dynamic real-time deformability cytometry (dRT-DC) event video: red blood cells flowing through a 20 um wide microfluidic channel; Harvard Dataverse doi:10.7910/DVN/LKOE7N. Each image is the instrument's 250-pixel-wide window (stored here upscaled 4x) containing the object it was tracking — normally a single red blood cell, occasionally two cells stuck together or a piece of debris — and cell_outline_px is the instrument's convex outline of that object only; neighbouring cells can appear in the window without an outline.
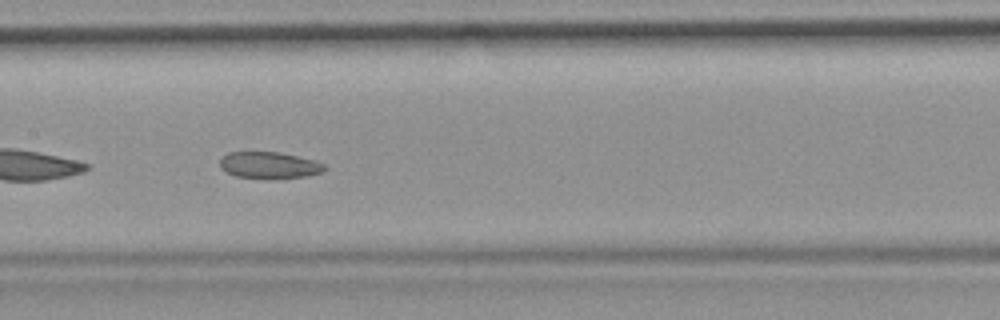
{"species": "common noctule bat (a hibernating species)", "species_latin": "Nyctalus noctula", "temperature_condition": "room temperature", "stored_images_in_passage": 31, "camera_frame_rate_fps": 3000, "um_per_image_px": 0.085, "animal": {"sex": "female", "body_mass_g": 19.9}, "frame": {"image": 1, "passage_image": 14, "time_ms": 4.333, "image_size_px": [1000, 320], "cell_outline_px": [[328, 168], [324, 172], [308, 176], [276, 180], [236, 176], [220, 168], [220, 160], [228, 152], [276, 152], [296, 156], [312, 160], [324, 164]], "centroid_in_image_um": [22.92, 14.07], "position_along_channel_um": 184.5, "area_um2": 16.42}, "authors_computed_cell_mechanics": {"area_um2": 17.4556, "velocity_mm_per_s": 3.8807, "shape_relaxation_time_tau1_ms": null, "shape_relaxation_time_tau2_ms": 2.9026, "deformation_change_tau1": null, "deformation_change_tau2": 0.0864}}